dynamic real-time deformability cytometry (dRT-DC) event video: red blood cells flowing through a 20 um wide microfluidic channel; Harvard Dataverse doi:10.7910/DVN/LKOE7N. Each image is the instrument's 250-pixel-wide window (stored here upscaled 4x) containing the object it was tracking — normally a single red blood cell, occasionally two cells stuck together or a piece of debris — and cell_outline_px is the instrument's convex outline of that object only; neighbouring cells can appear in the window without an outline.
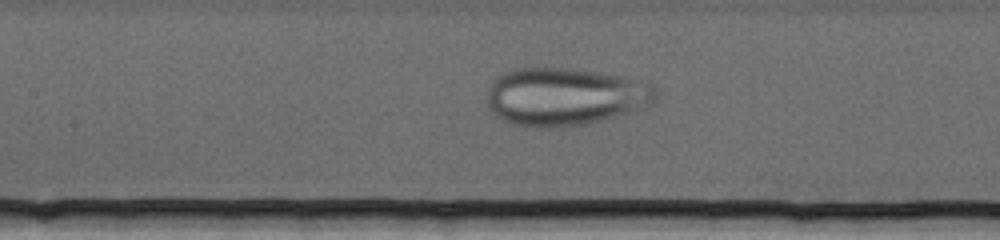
{"species": "human", "species_latin": "Homo sapiens", "temperature_condition": "cold", "stored_images_in_passage": 56, "camera_frame_rate_fps": 3000, "um_per_image_px": 0.085, "donor": {"sex": "female"}, "frame": {"image": 1, "passage_image": 18, "time_ms": 5.667, "image_size_px": [1000, 240], "cell_outline_px": [[656, 100], [652, 104], [632, 112], [584, 124], [552, 128], [540, 128], [512, 124], [496, 116], [492, 112], [488, 104], [488, 88], [492, 80], [504, 72], [516, 68], [568, 68], [596, 72], [620, 76], [652, 84], [656, 88]], "centroid_in_image_um": [48.0, 8.22], "position_along_channel_um": 159.4, "area_um2": 56.88}}
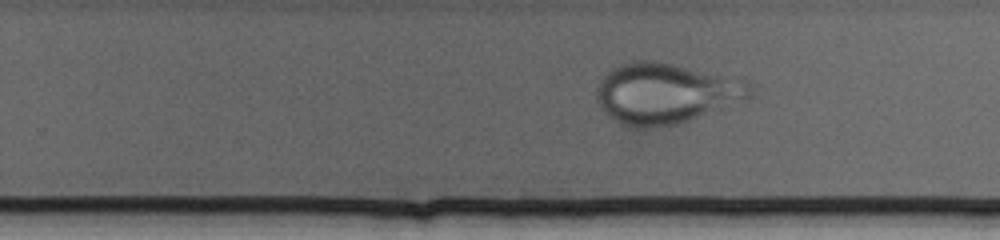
{"frame": {"image": 2, "passage_image": 30, "time_ms": 9.667, "image_size_px": [1000, 240], "cell_outline_px": [[728, 96], [704, 112], [688, 120], [676, 124], [648, 128], [632, 128], [620, 124], [612, 120], [600, 108], [596, 100], [596, 88], [600, 80], [612, 68], [620, 64], [632, 60], [656, 60], [672, 64], [720, 80]], "centroid_in_image_um": [55.76, 7.98], "position_along_channel_um": 274.0, "area_um2": 47.51}}
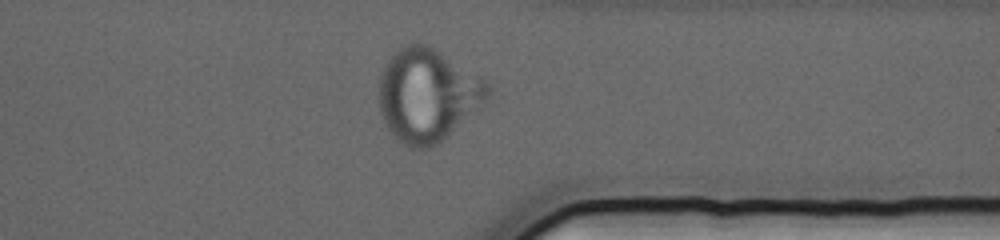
{"frame": {"image": 3, "passage_image": 41, "time_ms": 13.333, "image_size_px": [1000, 240], "cell_outline_px": [[492, 92], [488, 104], [448, 136], [436, 144], [428, 148], [408, 148], [392, 136], [380, 112], [380, 76], [388, 60], [400, 44], [428, 44], [484, 76], [492, 88]], "centroid_in_image_um": [36.44, 8.07], "position_along_channel_um": 375.0, "area_um2": 60.29}}